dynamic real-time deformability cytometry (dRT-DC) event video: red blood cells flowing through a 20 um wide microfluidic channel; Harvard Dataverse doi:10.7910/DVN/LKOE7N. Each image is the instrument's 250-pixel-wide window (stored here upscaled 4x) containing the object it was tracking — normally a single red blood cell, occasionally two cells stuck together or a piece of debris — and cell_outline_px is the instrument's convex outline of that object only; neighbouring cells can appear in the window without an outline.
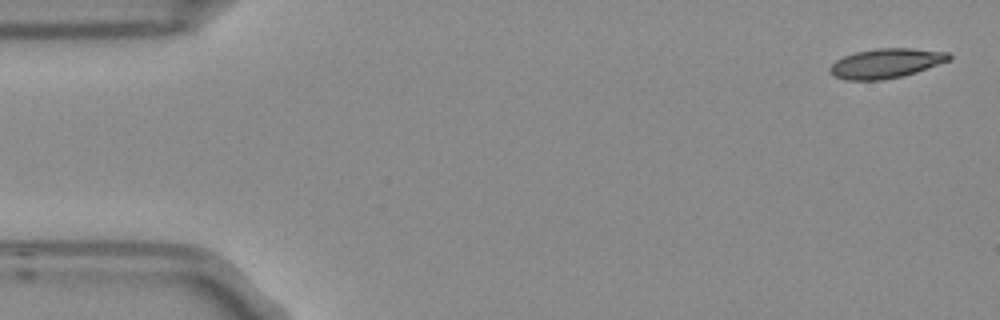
{"species": "Egyptian fruit bat (a non-hibernating species)", "species_latin": "Rousettus aegyptiacus", "temperature_condition": "room temperature", "stored_images_in_passage": 7, "camera_frame_rate_fps": 3000, "um_per_image_px": 0.085, "frame": {"image": 1, "passage_image": 1, "time_ms": 0.0, "image_size_px": [1000, 320], "cell_outline_px": [[952, 56], [948, 60], [916, 72], [904, 76], [884, 80], [848, 80], [832, 76], [828, 72], [828, 68], [836, 60], [844, 56], [856, 52], [876, 48], [912, 48], [948, 52]], "centroid_in_image_um": [75.26, 5.39], "position_along_channel_um": 9.7, "area_um2": 20.58}}
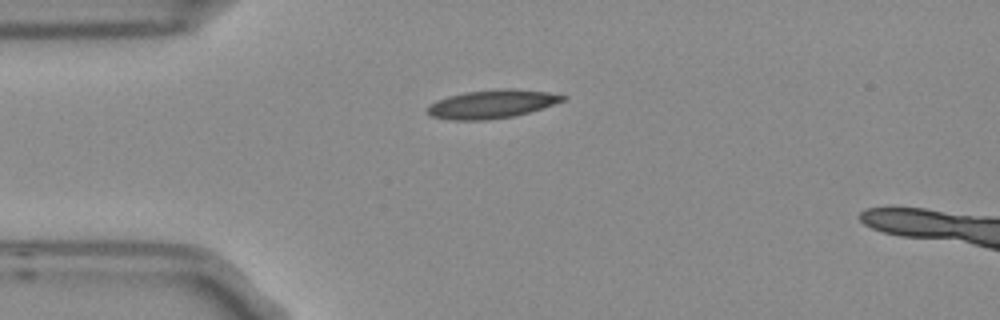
{"frame": {"image": 2, "passage_image": 4, "time_ms": 1.0, "image_size_px": [1000, 320], "cell_outline_px": [[568, 96], [564, 100], [528, 112], [512, 116], [484, 120], [452, 120], [432, 116], [424, 112], [428, 104], [436, 100], [448, 96], [464, 92], [496, 88], [516, 88], [548, 92]], "centroid_in_image_um": [41.74, 8.82], "position_along_channel_um": 43.3, "area_um2": 22.54}}
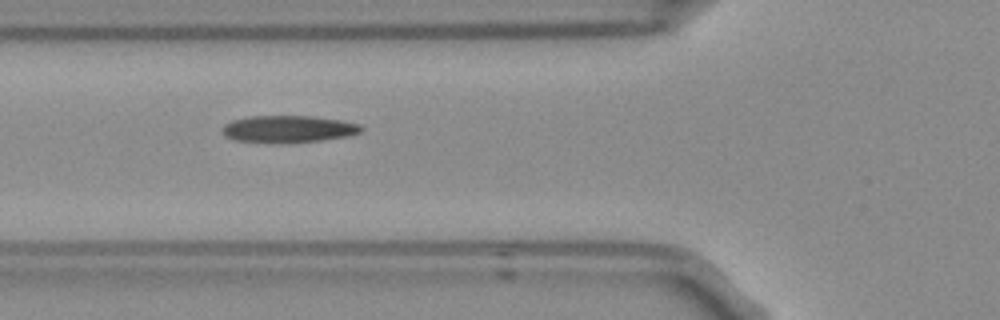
{"frame": {"image": 3, "passage_image": 6, "time_ms": 1.667, "image_size_px": [1000, 320], "cell_outline_px": [[364, 128], [360, 132], [348, 136], [320, 140], [232, 140], [224, 136], [220, 128], [224, 124], [232, 120], [248, 116], [312, 116], [340, 120], [360, 124]], "centroid_in_image_um": [24.5, 10.91], "position_along_channel_um": 101.3, "area_um2": 20.98}}